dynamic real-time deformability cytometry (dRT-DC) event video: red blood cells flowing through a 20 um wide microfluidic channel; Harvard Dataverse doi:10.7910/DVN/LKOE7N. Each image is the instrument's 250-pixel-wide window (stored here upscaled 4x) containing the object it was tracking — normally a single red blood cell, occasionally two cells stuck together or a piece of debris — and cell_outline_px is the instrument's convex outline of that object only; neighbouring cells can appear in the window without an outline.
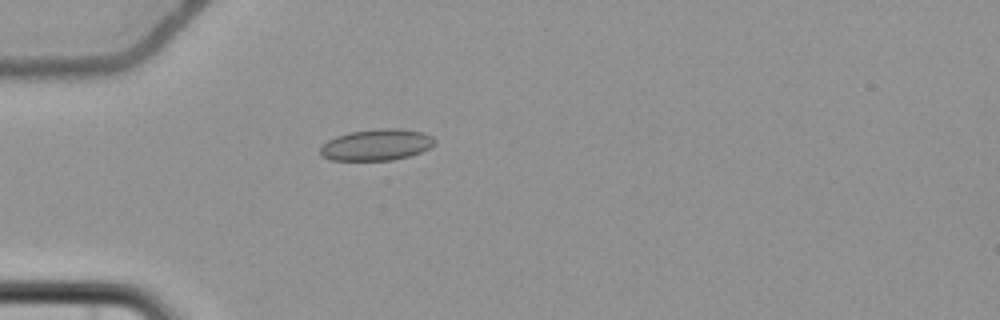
{"species": "common noctule bat (a hibernating species)", "species_latin": "Nyctalus noctula", "temperature_condition": "cold", "stored_images_in_passage": 5, "camera_frame_rate_fps": 3000, "um_per_image_px": 0.085, "animal": {"sex": "female", "body_mass_g": 22.7, "forearm_length_mm": 54.2}, "frame": {"image": 1, "passage_image": 4, "time_ms": 5.0, "image_size_px": [1000, 320], "cell_outline_px": [[436, 144], [420, 152], [408, 156], [392, 160], [332, 160], [320, 156], [320, 148], [328, 140], [336, 136], [348, 132], [376, 128], [400, 128], [424, 132], [432, 136], [436, 140]], "centroid_in_image_um": [32.02, 12.29], "position_along_channel_um": 53.0, "area_um2": 21.1}}